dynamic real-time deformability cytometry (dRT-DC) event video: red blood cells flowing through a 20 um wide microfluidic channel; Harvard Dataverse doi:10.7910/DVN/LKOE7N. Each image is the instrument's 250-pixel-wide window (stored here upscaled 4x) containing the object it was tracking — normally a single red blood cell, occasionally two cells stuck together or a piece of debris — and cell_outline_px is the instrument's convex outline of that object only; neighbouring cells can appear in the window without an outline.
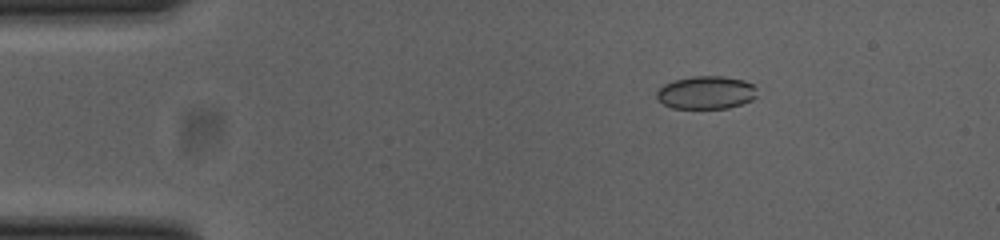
{"species": "common noctule bat (a hibernating species)", "species_latin": "Nyctalus noctula", "temperature_condition": "cold", "stored_images_in_passage": 45, "camera_frame_rate_fps": 3000, "um_per_image_px": 0.085, "animal": {"sex": "female", "body_mass_g": 23.0, "forearm_length_mm": 53.4}, "frame": {"image": 1, "passage_image": 1, "time_ms": 0.0, "image_size_px": [1000, 240], "cell_outline_px": [[756, 96], [752, 100], [728, 108], [672, 108], [664, 104], [656, 96], [656, 92], [664, 84], [676, 80], [692, 76], [724, 76], [744, 80], [752, 84], [756, 88]], "centroid_in_image_um": [60.03, 7.86], "position_along_channel_um": 25.0, "area_um2": 19.19}}
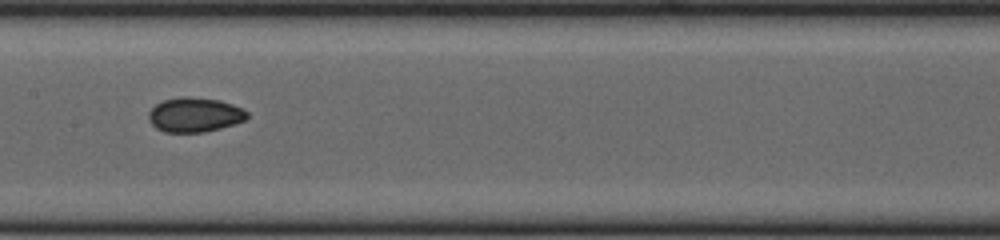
{"frame": {"image": 2, "passage_image": 19, "time_ms": 6.0, "image_size_px": [1000, 240], "cell_outline_px": [[248, 116], [244, 120], [220, 128], [204, 132], [164, 132], [156, 128], [148, 120], [148, 112], [156, 104], [164, 100], [180, 96], [188, 96], [220, 100], [244, 108], [248, 112]], "centroid_in_image_um": [16.53, 9.74], "position_along_channel_um": 190.9, "area_um2": 19.88}}
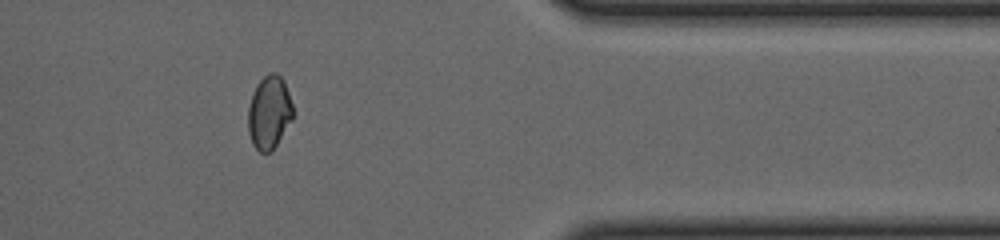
{"frame": {"image": 3, "passage_image": 36, "time_ms": 11.667, "image_size_px": [1000, 240], "cell_outline_px": [[292, 120], [272, 152], [260, 152], [252, 144], [248, 132], [248, 108], [256, 84], [268, 72], [276, 72], [284, 80], [292, 104]], "centroid_in_image_um": [22.87, 9.56], "position_along_channel_um": 388.5, "area_um2": 19.19}, "authors_computed_cell_mechanics": {"area_um2": 19.4208, "velocity_mm_per_s": 3.8664, "shape_relaxation_time_tau1_ms": 5.9168, "shape_relaxation_time_tau2_ms": 1.789, "deformation_change_tau1": 0.1173, "deformation_change_tau2": 0.0469}}